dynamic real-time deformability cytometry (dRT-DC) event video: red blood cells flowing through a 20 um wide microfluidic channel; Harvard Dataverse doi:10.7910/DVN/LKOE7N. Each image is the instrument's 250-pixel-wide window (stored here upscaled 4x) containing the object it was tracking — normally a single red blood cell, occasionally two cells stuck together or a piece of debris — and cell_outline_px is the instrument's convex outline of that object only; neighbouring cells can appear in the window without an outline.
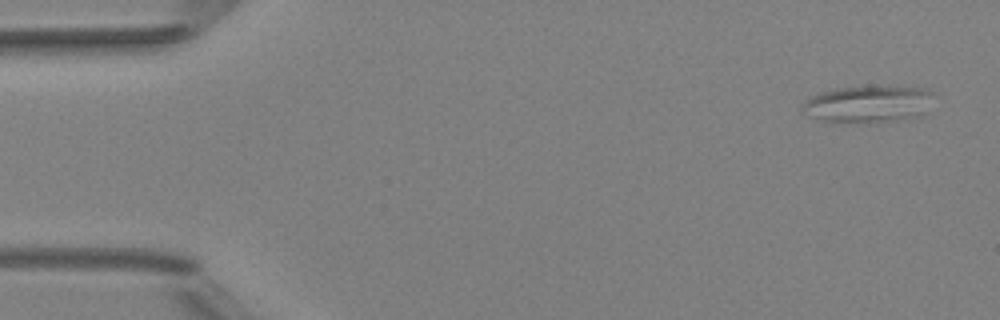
{"species": "Egyptian fruit bat (a non-hibernating species)", "species_latin": "Rousettus aegyptiacus", "temperature_condition": "room temperature", "stored_images_in_passage": 6, "camera_frame_rate_fps": 3000, "um_per_image_px": 0.085, "animal": {"sex": "female"}, "frame": {"image": 1, "passage_image": 1, "time_ms": 0.0, "image_size_px": [1000, 320], "cell_outline_px": [[932, 92], [924, 116], [904, 120], [820, 120], [804, 116], [804, 104], [812, 96], [820, 92], [836, 88], [924, 88]], "centroid_in_image_um": [73.8, 8.85], "position_along_channel_um": 11.2, "area_um2": 26.76}}
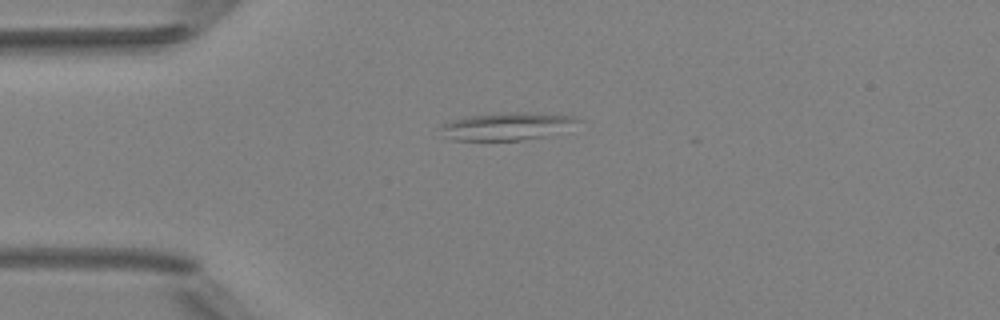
{"frame": {"image": 2, "passage_image": 4, "time_ms": 3.333, "image_size_px": [1000, 320], "cell_outline_px": [[580, 120], [548, 136], [520, 140], [452, 140], [440, 128], [440, 124], [464, 116], [512, 112], [524, 112], [576, 116]], "centroid_in_image_um": [43.03, 10.72], "position_along_channel_um": 42.0, "area_um2": 21.62}}